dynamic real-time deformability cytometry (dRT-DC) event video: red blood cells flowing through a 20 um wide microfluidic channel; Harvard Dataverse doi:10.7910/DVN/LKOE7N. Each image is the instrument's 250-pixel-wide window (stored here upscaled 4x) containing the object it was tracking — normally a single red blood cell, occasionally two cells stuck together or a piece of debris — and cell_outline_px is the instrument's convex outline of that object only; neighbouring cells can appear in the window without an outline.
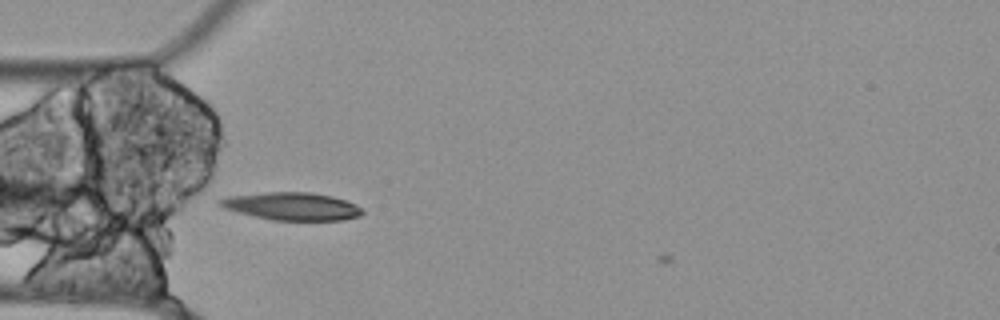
{"species": "Egyptian fruit bat (a non-hibernating species)", "species_latin": "Rousettus aegyptiacus", "temperature_condition": "cold", "stored_images_in_passage": 5, "segment_of_instrument_passage": [1, 2], "camera_frame_rate_fps": 3000, "um_per_image_px": 0.085, "animal": {"sex": "female"}, "frame": {"image": 1, "passage_image": 3, "time_ms": 0.667, "image_size_px": [1000, 320], "cell_outline_px": [[364, 212], [360, 216], [344, 220], [272, 220], [236, 212], [224, 208], [216, 204], [216, 200], [228, 196], [268, 192], [312, 192], [332, 196], [356, 204]], "centroid_in_image_um": [24.78, 17.53], "position_along_channel_um": 60.2, "area_um2": 23.12}}
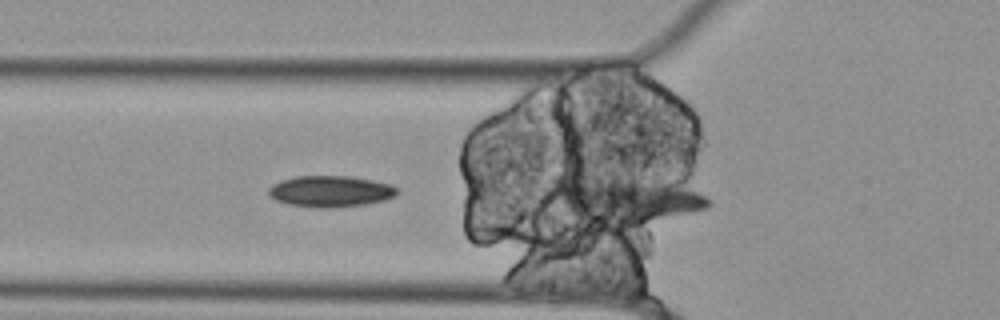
{"frame": {"image": 2, "passage_image": 4, "time_ms": 1.0, "image_size_px": [1000, 320], "cell_outline_px": [[400, 192], [396, 196], [384, 200], [368, 204], [332, 208], [320, 208], [288, 204], [276, 200], [268, 196], [268, 188], [272, 184], [280, 180], [296, 176], [348, 176], [372, 180], [392, 184]], "centroid_in_image_um": [28.09, 16.26], "position_along_channel_um": 97.7, "area_um2": 23.7}}